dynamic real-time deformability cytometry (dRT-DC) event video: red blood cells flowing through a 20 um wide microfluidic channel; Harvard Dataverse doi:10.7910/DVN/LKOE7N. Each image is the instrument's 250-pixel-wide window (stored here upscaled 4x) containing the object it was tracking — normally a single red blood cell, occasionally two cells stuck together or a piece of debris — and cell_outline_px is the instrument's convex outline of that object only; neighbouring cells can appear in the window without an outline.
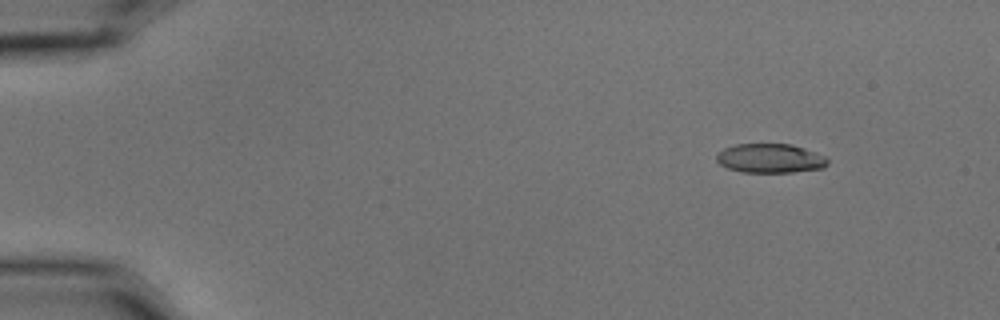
{"species": "common noctule bat (a hibernating species)", "species_latin": "Nyctalus noctula", "temperature_condition": "cold", "stored_images_in_passage": 3, "camera_frame_rate_fps": 3000, "um_per_image_px": 0.085, "animal": {"sex": "male", "body_mass_g": 15.6}, "frame": {"image": 1, "passage_image": 1, "time_ms": 0.0, "image_size_px": [1000, 320], "cell_outline_px": [[828, 164], [824, 168], [792, 172], [740, 172], [728, 168], [720, 164], [716, 160], [716, 156], [724, 148], [736, 144], [792, 144], [804, 148], [824, 156], [828, 160]], "centroid_in_image_um": [65.46, 13.46], "position_along_channel_um": 19.5, "area_um2": 18.84}}